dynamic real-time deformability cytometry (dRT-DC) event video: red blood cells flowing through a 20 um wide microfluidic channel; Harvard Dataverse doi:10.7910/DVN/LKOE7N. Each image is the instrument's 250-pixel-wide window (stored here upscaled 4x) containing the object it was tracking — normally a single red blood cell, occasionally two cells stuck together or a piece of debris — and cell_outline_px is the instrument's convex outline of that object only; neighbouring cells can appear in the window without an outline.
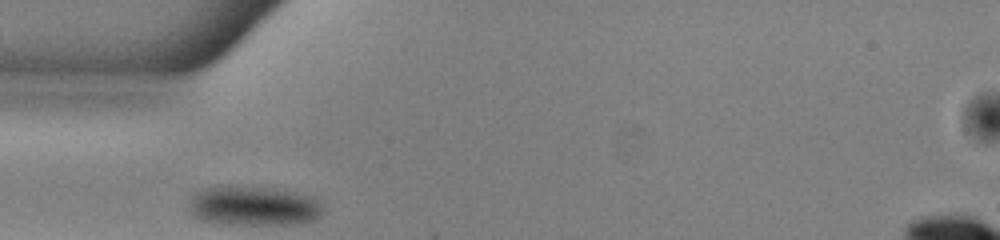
{"species": "common noctule bat (a hibernating species)", "species_latin": "Nyctalus noctula", "temperature_condition": "warm", "stored_images_in_passage": 27, "camera_frame_rate_fps": 3000, "um_per_image_px": 0.085, "animal": {"sex": "male", "body_mass_g": 13.0, "forearm_length_mm": 53.1}, "frame": {"image": 1, "passage_image": 1, "time_ms": 0.0, "image_size_px": [1000, 240], "cell_outline_px": [[320, 216], [312, 220], [300, 224], [224, 224], [204, 220], [196, 216], [192, 212], [188, 200], [196, 192], [204, 188], [220, 184], [244, 184], [284, 188], [312, 196], [316, 200], [320, 208]], "centroid_in_image_um": [21.53, 17.44], "position_along_channel_um": 63.5, "area_um2": 31.73}}
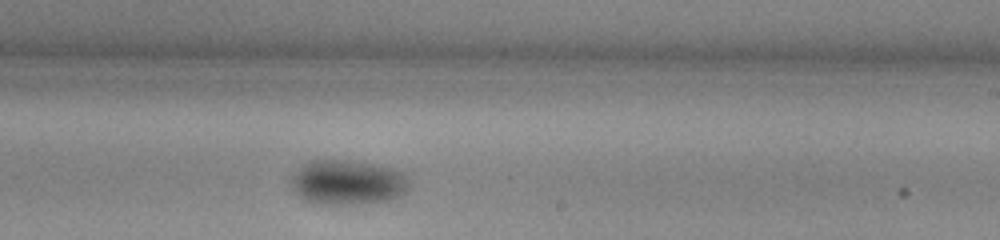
{"frame": {"image": 2, "passage_image": 16, "time_ms": 5.0, "image_size_px": [1000, 240], "cell_outline_px": [[408, 188], [404, 192], [392, 200], [356, 204], [328, 204], [304, 200], [292, 188], [292, 176], [308, 160], [344, 160], [372, 164], [392, 168], [404, 172], [408, 180]], "centroid_in_image_um": [29.57, 15.5], "position_along_channel_um": 259.4, "area_um2": 30.52}}
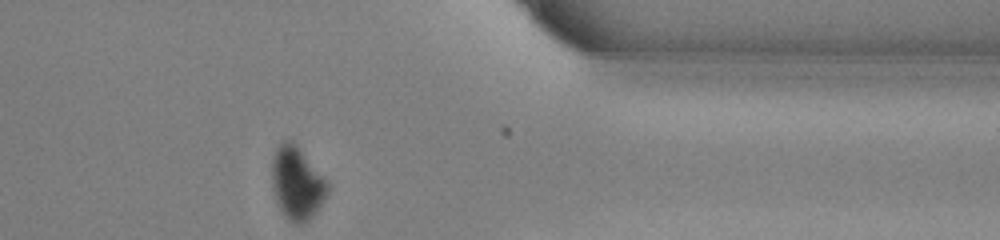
{"frame": {"image": 3, "passage_image": 27, "time_ms": 8.667, "image_size_px": [1000, 240], "cell_outline_px": [[328, 192], [324, 200], [316, 212], [304, 224], [292, 224], [284, 216], [276, 204], [272, 188], [272, 156], [276, 148], [284, 140], [292, 140], [296, 144], [328, 180]], "centroid_in_image_um": [25.23, 15.59], "position_along_channel_um": 386.2, "area_um2": 24.04}}